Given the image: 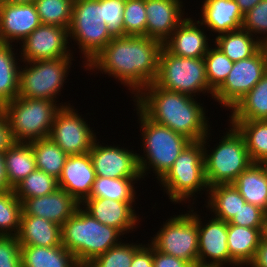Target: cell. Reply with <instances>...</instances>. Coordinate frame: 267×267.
Here are the masks:
<instances>
[{
  "mask_svg": "<svg viewBox=\"0 0 267 267\" xmlns=\"http://www.w3.org/2000/svg\"><path fill=\"white\" fill-rule=\"evenodd\" d=\"M163 47L147 36L114 37L85 67L118 78L137 96L155 82Z\"/></svg>",
  "mask_w": 267,
  "mask_h": 267,
  "instance_id": "obj_1",
  "label": "cell"
},
{
  "mask_svg": "<svg viewBox=\"0 0 267 267\" xmlns=\"http://www.w3.org/2000/svg\"><path fill=\"white\" fill-rule=\"evenodd\" d=\"M134 99L138 109L153 122L169 127L191 141H201L210 127L206 114L191 96L149 84ZM195 100V101H194Z\"/></svg>",
  "mask_w": 267,
  "mask_h": 267,
  "instance_id": "obj_2",
  "label": "cell"
},
{
  "mask_svg": "<svg viewBox=\"0 0 267 267\" xmlns=\"http://www.w3.org/2000/svg\"><path fill=\"white\" fill-rule=\"evenodd\" d=\"M82 206L61 226L62 246L77 260H94L120 243L122 233L100 223Z\"/></svg>",
  "mask_w": 267,
  "mask_h": 267,
  "instance_id": "obj_3",
  "label": "cell"
},
{
  "mask_svg": "<svg viewBox=\"0 0 267 267\" xmlns=\"http://www.w3.org/2000/svg\"><path fill=\"white\" fill-rule=\"evenodd\" d=\"M143 137L145 157L138 154L141 176L146 175L150 167L160 180L173 166L174 161L191 142L186 136L174 132L169 127L159 125L147 118L138 108ZM145 159V160H144ZM145 173V174H144Z\"/></svg>",
  "mask_w": 267,
  "mask_h": 267,
  "instance_id": "obj_4",
  "label": "cell"
},
{
  "mask_svg": "<svg viewBox=\"0 0 267 267\" xmlns=\"http://www.w3.org/2000/svg\"><path fill=\"white\" fill-rule=\"evenodd\" d=\"M52 100L16 97L2 107L15 142L29 143L49 137L56 112L63 107Z\"/></svg>",
  "mask_w": 267,
  "mask_h": 267,
  "instance_id": "obj_5",
  "label": "cell"
},
{
  "mask_svg": "<svg viewBox=\"0 0 267 267\" xmlns=\"http://www.w3.org/2000/svg\"><path fill=\"white\" fill-rule=\"evenodd\" d=\"M220 144L208 155L205 148L207 135L201 140L204 145L205 177L209 187L218 184H232L240 173L253 162L250 159L245 139L238 129L231 125Z\"/></svg>",
  "mask_w": 267,
  "mask_h": 267,
  "instance_id": "obj_6",
  "label": "cell"
},
{
  "mask_svg": "<svg viewBox=\"0 0 267 267\" xmlns=\"http://www.w3.org/2000/svg\"><path fill=\"white\" fill-rule=\"evenodd\" d=\"M159 182H162L169 199L175 203L186 201L201 189H209L202 141H191Z\"/></svg>",
  "mask_w": 267,
  "mask_h": 267,
  "instance_id": "obj_7",
  "label": "cell"
},
{
  "mask_svg": "<svg viewBox=\"0 0 267 267\" xmlns=\"http://www.w3.org/2000/svg\"><path fill=\"white\" fill-rule=\"evenodd\" d=\"M154 83L165 90L191 97L196 96L197 92L207 91L213 98L214 91L209 87L206 77L204 57L175 56L165 47L160 54L158 74Z\"/></svg>",
  "mask_w": 267,
  "mask_h": 267,
  "instance_id": "obj_8",
  "label": "cell"
},
{
  "mask_svg": "<svg viewBox=\"0 0 267 267\" xmlns=\"http://www.w3.org/2000/svg\"><path fill=\"white\" fill-rule=\"evenodd\" d=\"M68 32L76 39L88 65L113 39L102 23V0H74Z\"/></svg>",
  "mask_w": 267,
  "mask_h": 267,
  "instance_id": "obj_9",
  "label": "cell"
},
{
  "mask_svg": "<svg viewBox=\"0 0 267 267\" xmlns=\"http://www.w3.org/2000/svg\"><path fill=\"white\" fill-rule=\"evenodd\" d=\"M70 58L45 59L27 62L19 70V95L22 98L46 99L56 103L55 98L66 79L71 65ZM70 64V65H69Z\"/></svg>",
  "mask_w": 267,
  "mask_h": 267,
  "instance_id": "obj_10",
  "label": "cell"
},
{
  "mask_svg": "<svg viewBox=\"0 0 267 267\" xmlns=\"http://www.w3.org/2000/svg\"><path fill=\"white\" fill-rule=\"evenodd\" d=\"M171 217L152 238L151 245L163 254H169L198 266L197 213Z\"/></svg>",
  "mask_w": 267,
  "mask_h": 267,
  "instance_id": "obj_11",
  "label": "cell"
},
{
  "mask_svg": "<svg viewBox=\"0 0 267 267\" xmlns=\"http://www.w3.org/2000/svg\"><path fill=\"white\" fill-rule=\"evenodd\" d=\"M267 72V56L261 47L253 56L234 62L225 81L214 91L213 97L222 106L232 109Z\"/></svg>",
  "mask_w": 267,
  "mask_h": 267,
  "instance_id": "obj_12",
  "label": "cell"
},
{
  "mask_svg": "<svg viewBox=\"0 0 267 267\" xmlns=\"http://www.w3.org/2000/svg\"><path fill=\"white\" fill-rule=\"evenodd\" d=\"M69 106L64 105L56 112L49 137L67 155L88 153L96 135L74 108Z\"/></svg>",
  "mask_w": 267,
  "mask_h": 267,
  "instance_id": "obj_13",
  "label": "cell"
},
{
  "mask_svg": "<svg viewBox=\"0 0 267 267\" xmlns=\"http://www.w3.org/2000/svg\"><path fill=\"white\" fill-rule=\"evenodd\" d=\"M69 32L67 28L41 24L22 40L21 56L23 61L70 58V50L66 46Z\"/></svg>",
  "mask_w": 267,
  "mask_h": 267,
  "instance_id": "obj_14",
  "label": "cell"
},
{
  "mask_svg": "<svg viewBox=\"0 0 267 267\" xmlns=\"http://www.w3.org/2000/svg\"><path fill=\"white\" fill-rule=\"evenodd\" d=\"M95 139L89 155L96 176L110 178H142L138 154L115 146H102Z\"/></svg>",
  "mask_w": 267,
  "mask_h": 267,
  "instance_id": "obj_15",
  "label": "cell"
},
{
  "mask_svg": "<svg viewBox=\"0 0 267 267\" xmlns=\"http://www.w3.org/2000/svg\"><path fill=\"white\" fill-rule=\"evenodd\" d=\"M198 225V266L202 267H224L230 264V254L227 243L228 222L216 217L209 220L203 226L197 215ZM202 225V226H201ZM209 262H207L206 258ZM213 260V261H212Z\"/></svg>",
  "mask_w": 267,
  "mask_h": 267,
  "instance_id": "obj_16",
  "label": "cell"
},
{
  "mask_svg": "<svg viewBox=\"0 0 267 267\" xmlns=\"http://www.w3.org/2000/svg\"><path fill=\"white\" fill-rule=\"evenodd\" d=\"M40 25L34 2L13 4L0 0V43L22 41Z\"/></svg>",
  "mask_w": 267,
  "mask_h": 267,
  "instance_id": "obj_17",
  "label": "cell"
},
{
  "mask_svg": "<svg viewBox=\"0 0 267 267\" xmlns=\"http://www.w3.org/2000/svg\"><path fill=\"white\" fill-rule=\"evenodd\" d=\"M95 178L96 174L89 152L68 155L58 179V186L82 204L89 197Z\"/></svg>",
  "mask_w": 267,
  "mask_h": 267,
  "instance_id": "obj_18",
  "label": "cell"
},
{
  "mask_svg": "<svg viewBox=\"0 0 267 267\" xmlns=\"http://www.w3.org/2000/svg\"><path fill=\"white\" fill-rule=\"evenodd\" d=\"M182 3L180 0H145L146 36L164 44L184 20Z\"/></svg>",
  "mask_w": 267,
  "mask_h": 267,
  "instance_id": "obj_19",
  "label": "cell"
},
{
  "mask_svg": "<svg viewBox=\"0 0 267 267\" xmlns=\"http://www.w3.org/2000/svg\"><path fill=\"white\" fill-rule=\"evenodd\" d=\"M80 205L65 190L58 188L48 195L24 199L21 215L41 217L62 226Z\"/></svg>",
  "mask_w": 267,
  "mask_h": 267,
  "instance_id": "obj_20",
  "label": "cell"
},
{
  "mask_svg": "<svg viewBox=\"0 0 267 267\" xmlns=\"http://www.w3.org/2000/svg\"><path fill=\"white\" fill-rule=\"evenodd\" d=\"M134 201H117L107 198H87L82 205L96 220L118 229L123 235L138 223V216L132 208Z\"/></svg>",
  "mask_w": 267,
  "mask_h": 267,
  "instance_id": "obj_21",
  "label": "cell"
},
{
  "mask_svg": "<svg viewBox=\"0 0 267 267\" xmlns=\"http://www.w3.org/2000/svg\"><path fill=\"white\" fill-rule=\"evenodd\" d=\"M184 18L173 31L164 47L173 55L183 58H201L206 55L209 45L206 35L200 30V22ZM198 24V26L196 25Z\"/></svg>",
  "mask_w": 267,
  "mask_h": 267,
  "instance_id": "obj_22",
  "label": "cell"
},
{
  "mask_svg": "<svg viewBox=\"0 0 267 267\" xmlns=\"http://www.w3.org/2000/svg\"><path fill=\"white\" fill-rule=\"evenodd\" d=\"M201 25L215 33H227L242 27L243 17L235 0H204Z\"/></svg>",
  "mask_w": 267,
  "mask_h": 267,
  "instance_id": "obj_23",
  "label": "cell"
},
{
  "mask_svg": "<svg viewBox=\"0 0 267 267\" xmlns=\"http://www.w3.org/2000/svg\"><path fill=\"white\" fill-rule=\"evenodd\" d=\"M17 239L21 246L62 245L61 226L37 216L21 215Z\"/></svg>",
  "mask_w": 267,
  "mask_h": 267,
  "instance_id": "obj_24",
  "label": "cell"
},
{
  "mask_svg": "<svg viewBox=\"0 0 267 267\" xmlns=\"http://www.w3.org/2000/svg\"><path fill=\"white\" fill-rule=\"evenodd\" d=\"M263 228H247L228 224L227 243L231 266L248 265L253 260Z\"/></svg>",
  "mask_w": 267,
  "mask_h": 267,
  "instance_id": "obj_25",
  "label": "cell"
},
{
  "mask_svg": "<svg viewBox=\"0 0 267 267\" xmlns=\"http://www.w3.org/2000/svg\"><path fill=\"white\" fill-rule=\"evenodd\" d=\"M246 203L267 213V174L260 163H252L232 183Z\"/></svg>",
  "mask_w": 267,
  "mask_h": 267,
  "instance_id": "obj_26",
  "label": "cell"
},
{
  "mask_svg": "<svg viewBox=\"0 0 267 267\" xmlns=\"http://www.w3.org/2000/svg\"><path fill=\"white\" fill-rule=\"evenodd\" d=\"M216 47L232 62L253 56L261 47V39L254 38L247 30L239 29L222 33L215 38Z\"/></svg>",
  "mask_w": 267,
  "mask_h": 267,
  "instance_id": "obj_27",
  "label": "cell"
},
{
  "mask_svg": "<svg viewBox=\"0 0 267 267\" xmlns=\"http://www.w3.org/2000/svg\"><path fill=\"white\" fill-rule=\"evenodd\" d=\"M8 185L13 189L36 169L35 157L30 143L16 142L3 153Z\"/></svg>",
  "mask_w": 267,
  "mask_h": 267,
  "instance_id": "obj_28",
  "label": "cell"
},
{
  "mask_svg": "<svg viewBox=\"0 0 267 267\" xmlns=\"http://www.w3.org/2000/svg\"><path fill=\"white\" fill-rule=\"evenodd\" d=\"M74 255L62 245L21 246L22 267H72Z\"/></svg>",
  "mask_w": 267,
  "mask_h": 267,
  "instance_id": "obj_29",
  "label": "cell"
},
{
  "mask_svg": "<svg viewBox=\"0 0 267 267\" xmlns=\"http://www.w3.org/2000/svg\"><path fill=\"white\" fill-rule=\"evenodd\" d=\"M231 110L230 121L267 120V72Z\"/></svg>",
  "mask_w": 267,
  "mask_h": 267,
  "instance_id": "obj_30",
  "label": "cell"
},
{
  "mask_svg": "<svg viewBox=\"0 0 267 267\" xmlns=\"http://www.w3.org/2000/svg\"><path fill=\"white\" fill-rule=\"evenodd\" d=\"M11 44L0 43V108L19 95V66Z\"/></svg>",
  "mask_w": 267,
  "mask_h": 267,
  "instance_id": "obj_31",
  "label": "cell"
},
{
  "mask_svg": "<svg viewBox=\"0 0 267 267\" xmlns=\"http://www.w3.org/2000/svg\"><path fill=\"white\" fill-rule=\"evenodd\" d=\"M208 207L215 212V217L229 222L246 203L233 184H218L209 187Z\"/></svg>",
  "mask_w": 267,
  "mask_h": 267,
  "instance_id": "obj_32",
  "label": "cell"
},
{
  "mask_svg": "<svg viewBox=\"0 0 267 267\" xmlns=\"http://www.w3.org/2000/svg\"><path fill=\"white\" fill-rule=\"evenodd\" d=\"M29 143L34 153L36 168L59 179L68 155L50 137Z\"/></svg>",
  "mask_w": 267,
  "mask_h": 267,
  "instance_id": "obj_33",
  "label": "cell"
},
{
  "mask_svg": "<svg viewBox=\"0 0 267 267\" xmlns=\"http://www.w3.org/2000/svg\"><path fill=\"white\" fill-rule=\"evenodd\" d=\"M243 135L253 163L267 160V120L230 121Z\"/></svg>",
  "mask_w": 267,
  "mask_h": 267,
  "instance_id": "obj_34",
  "label": "cell"
},
{
  "mask_svg": "<svg viewBox=\"0 0 267 267\" xmlns=\"http://www.w3.org/2000/svg\"><path fill=\"white\" fill-rule=\"evenodd\" d=\"M140 178H110L96 176L88 198H107L117 201H135L133 181Z\"/></svg>",
  "mask_w": 267,
  "mask_h": 267,
  "instance_id": "obj_35",
  "label": "cell"
},
{
  "mask_svg": "<svg viewBox=\"0 0 267 267\" xmlns=\"http://www.w3.org/2000/svg\"><path fill=\"white\" fill-rule=\"evenodd\" d=\"M58 188V179L36 168L13 189L16 197L22 202L24 199L51 194Z\"/></svg>",
  "mask_w": 267,
  "mask_h": 267,
  "instance_id": "obj_36",
  "label": "cell"
},
{
  "mask_svg": "<svg viewBox=\"0 0 267 267\" xmlns=\"http://www.w3.org/2000/svg\"><path fill=\"white\" fill-rule=\"evenodd\" d=\"M21 214L22 202L16 197L14 189L0 192V235L17 236Z\"/></svg>",
  "mask_w": 267,
  "mask_h": 267,
  "instance_id": "obj_37",
  "label": "cell"
},
{
  "mask_svg": "<svg viewBox=\"0 0 267 267\" xmlns=\"http://www.w3.org/2000/svg\"><path fill=\"white\" fill-rule=\"evenodd\" d=\"M74 0H35L41 24L69 29Z\"/></svg>",
  "mask_w": 267,
  "mask_h": 267,
  "instance_id": "obj_38",
  "label": "cell"
},
{
  "mask_svg": "<svg viewBox=\"0 0 267 267\" xmlns=\"http://www.w3.org/2000/svg\"><path fill=\"white\" fill-rule=\"evenodd\" d=\"M204 62L209 87L215 91L227 78L234 62L216 46L213 49L209 48L204 56Z\"/></svg>",
  "mask_w": 267,
  "mask_h": 267,
  "instance_id": "obj_39",
  "label": "cell"
},
{
  "mask_svg": "<svg viewBox=\"0 0 267 267\" xmlns=\"http://www.w3.org/2000/svg\"><path fill=\"white\" fill-rule=\"evenodd\" d=\"M123 23L124 36H146L145 0H126Z\"/></svg>",
  "mask_w": 267,
  "mask_h": 267,
  "instance_id": "obj_40",
  "label": "cell"
},
{
  "mask_svg": "<svg viewBox=\"0 0 267 267\" xmlns=\"http://www.w3.org/2000/svg\"><path fill=\"white\" fill-rule=\"evenodd\" d=\"M112 246L105 253L97 256L93 261L98 267H130L135 252L142 244L122 243Z\"/></svg>",
  "mask_w": 267,
  "mask_h": 267,
  "instance_id": "obj_41",
  "label": "cell"
},
{
  "mask_svg": "<svg viewBox=\"0 0 267 267\" xmlns=\"http://www.w3.org/2000/svg\"><path fill=\"white\" fill-rule=\"evenodd\" d=\"M126 0H102V23L114 37L124 36L123 12Z\"/></svg>",
  "mask_w": 267,
  "mask_h": 267,
  "instance_id": "obj_42",
  "label": "cell"
},
{
  "mask_svg": "<svg viewBox=\"0 0 267 267\" xmlns=\"http://www.w3.org/2000/svg\"><path fill=\"white\" fill-rule=\"evenodd\" d=\"M241 28L251 35L263 34L264 36L267 33V0H261L244 15ZM264 41H267V36L261 40V42Z\"/></svg>",
  "mask_w": 267,
  "mask_h": 267,
  "instance_id": "obj_43",
  "label": "cell"
},
{
  "mask_svg": "<svg viewBox=\"0 0 267 267\" xmlns=\"http://www.w3.org/2000/svg\"><path fill=\"white\" fill-rule=\"evenodd\" d=\"M266 212L260 207L245 203L228 224L247 228H263Z\"/></svg>",
  "mask_w": 267,
  "mask_h": 267,
  "instance_id": "obj_44",
  "label": "cell"
},
{
  "mask_svg": "<svg viewBox=\"0 0 267 267\" xmlns=\"http://www.w3.org/2000/svg\"><path fill=\"white\" fill-rule=\"evenodd\" d=\"M0 267H22L21 245L16 236L0 235Z\"/></svg>",
  "mask_w": 267,
  "mask_h": 267,
  "instance_id": "obj_45",
  "label": "cell"
},
{
  "mask_svg": "<svg viewBox=\"0 0 267 267\" xmlns=\"http://www.w3.org/2000/svg\"><path fill=\"white\" fill-rule=\"evenodd\" d=\"M154 267H193L190 262L184 261L169 254H163L153 247Z\"/></svg>",
  "mask_w": 267,
  "mask_h": 267,
  "instance_id": "obj_46",
  "label": "cell"
},
{
  "mask_svg": "<svg viewBox=\"0 0 267 267\" xmlns=\"http://www.w3.org/2000/svg\"><path fill=\"white\" fill-rule=\"evenodd\" d=\"M15 143L6 115L0 108V153H4Z\"/></svg>",
  "mask_w": 267,
  "mask_h": 267,
  "instance_id": "obj_47",
  "label": "cell"
},
{
  "mask_svg": "<svg viewBox=\"0 0 267 267\" xmlns=\"http://www.w3.org/2000/svg\"><path fill=\"white\" fill-rule=\"evenodd\" d=\"M141 246L134 254L130 267H154L153 246L150 244Z\"/></svg>",
  "mask_w": 267,
  "mask_h": 267,
  "instance_id": "obj_48",
  "label": "cell"
},
{
  "mask_svg": "<svg viewBox=\"0 0 267 267\" xmlns=\"http://www.w3.org/2000/svg\"><path fill=\"white\" fill-rule=\"evenodd\" d=\"M249 265L251 267H267V240L263 237L256 249L254 258Z\"/></svg>",
  "mask_w": 267,
  "mask_h": 267,
  "instance_id": "obj_49",
  "label": "cell"
},
{
  "mask_svg": "<svg viewBox=\"0 0 267 267\" xmlns=\"http://www.w3.org/2000/svg\"><path fill=\"white\" fill-rule=\"evenodd\" d=\"M12 189L8 185V180L6 177L5 159L3 153H0V192H4Z\"/></svg>",
  "mask_w": 267,
  "mask_h": 267,
  "instance_id": "obj_50",
  "label": "cell"
},
{
  "mask_svg": "<svg viewBox=\"0 0 267 267\" xmlns=\"http://www.w3.org/2000/svg\"><path fill=\"white\" fill-rule=\"evenodd\" d=\"M239 5V8L243 15H245L250 9H252L261 0H235Z\"/></svg>",
  "mask_w": 267,
  "mask_h": 267,
  "instance_id": "obj_51",
  "label": "cell"
},
{
  "mask_svg": "<svg viewBox=\"0 0 267 267\" xmlns=\"http://www.w3.org/2000/svg\"><path fill=\"white\" fill-rule=\"evenodd\" d=\"M72 267H98L93 260H75Z\"/></svg>",
  "mask_w": 267,
  "mask_h": 267,
  "instance_id": "obj_52",
  "label": "cell"
},
{
  "mask_svg": "<svg viewBox=\"0 0 267 267\" xmlns=\"http://www.w3.org/2000/svg\"><path fill=\"white\" fill-rule=\"evenodd\" d=\"M5 1L13 4H21V3H31L34 2L35 0H5Z\"/></svg>",
  "mask_w": 267,
  "mask_h": 267,
  "instance_id": "obj_53",
  "label": "cell"
},
{
  "mask_svg": "<svg viewBox=\"0 0 267 267\" xmlns=\"http://www.w3.org/2000/svg\"><path fill=\"white\" fill-rule=\"evenodd\" d=\"M262 234H263V238L267 240V213H266L265 220H264V227H263Z\"/></svg>",
  "mask_w": 267,
  "mask_h": 267,
  "instance_id": "obj_54",
  "label": "cell"
},
{
  "mask_svg": "<svg viewBox=\"0 0 267 267\" xmlns=\"http://www.w3.org/2000/svg\"><path fill=\"white\" fill-rule=\"evenodd\" d=\"M262 47H263V49L266 53V56H267V41L262 42Z\"/></svg>",
  "mask_w": 267,
  "mask_h": 267,
  "instance_id": "obj_55",
  "label": "cell"
},
{
  "mask_svg": "<svg viewBox=\"0 0 267 267\" xmlns=\"http://www.w3.org/2000/svg\"><path fill=\"white\" fill-rule=\"evenodd\" d=\"M261 165L263 166V168H264V170H265V172H266V174H267V160L263 161V162L261 163Z\"/></svg>",
  "mask_w": 267,
  "mask_h": 267,
  "instance_id": "obj_56",
  "label": "cell"
}]
</instances>
